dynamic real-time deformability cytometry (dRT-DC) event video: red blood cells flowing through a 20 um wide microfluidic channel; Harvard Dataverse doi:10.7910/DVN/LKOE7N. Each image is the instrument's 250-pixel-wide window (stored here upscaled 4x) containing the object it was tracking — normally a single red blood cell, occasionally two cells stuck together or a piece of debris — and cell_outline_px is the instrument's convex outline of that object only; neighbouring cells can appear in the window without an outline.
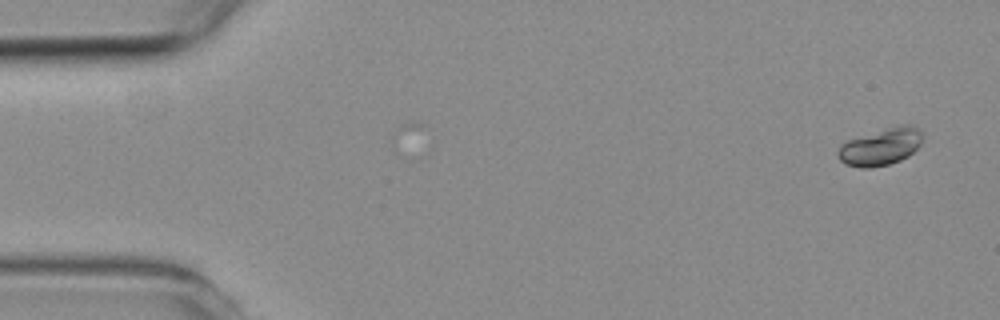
{"species": "common noctule bat (a hibernating species)", "species_latin": "Nyctalus noctula", "temperature_condition": "room temperature", "stored_images_in_passage": 5, "camera_frame_rate_fps": 3000, "um_per_image_px": 0.085, "animal": {"sex": "female", "body_mass_g": 19.3, "forearm_length_mm": 54.1}, "frame": {"image": 1, "passage_image": 1, "time_ms": 0.0, "image_size_px": [1000, 320], "cell_outline_px": [[924, 136], [920, 144], [908, 156], [900, 160], [888, 164], [868, 168], [860, 168], [844, 164], [840, 160], [836, 152], [840, 144], [844, 140], [888, 128], [904, 124], [912, 124], [920, 128], [924, 132]], "centroid_in_image_um": [74.85, 12.46], "position_along_channel_um": 10.1, "area_um2": 18.55}}
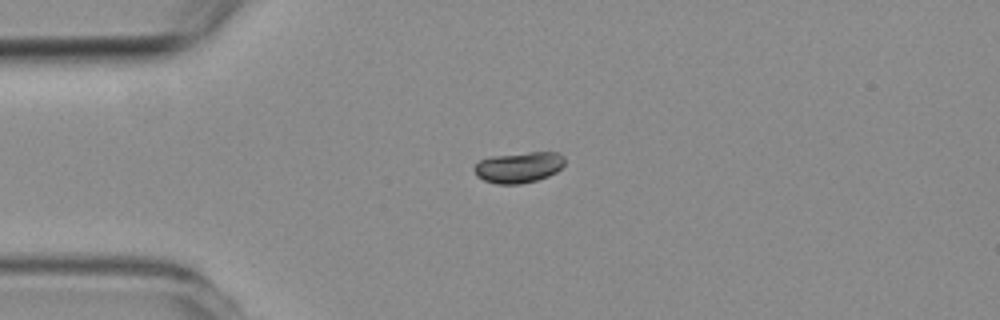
{"frame": {"image": 2, "passage_image": 4, "time_ms": 3.333, "image_size_px": [1000, 320], "cell_outline_px": [[564, 164], [556, 172], [548, 176], [536, 180], [520, 184], [496, 184], [484, 180], [476, 176], [472, 168], [480, 160], [492, 156], [528, 152], [556, 152], [564, 156]], "centroid_in_image_um": [44.07, 14.22], "position_along_channel_um": 40.9, "area_um2": 16.3}}
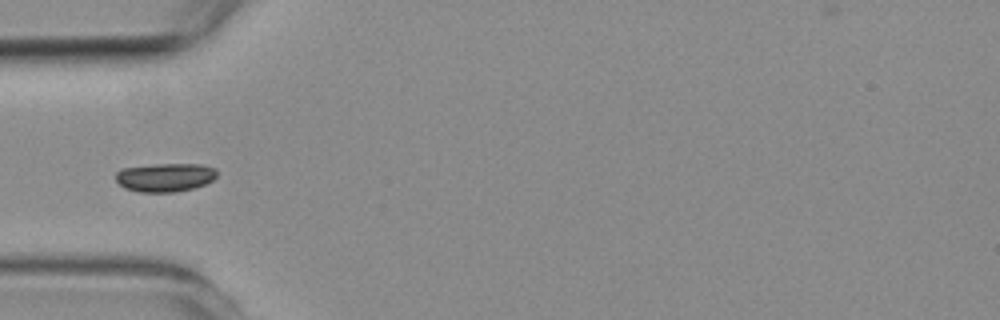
{"frame": {"image": 3, "passage_image": 5, "time_ms": 4.667, "image_size_px": [1000, 320], "cell_outline_px": [[216, 176], [212, 180], [204, 184], [192, 188], [176, 192], [140, 192], [124, 188], [116, 180], [116, 172], [120, 168], [156, 164], [200, 164], [216, 168]], "centroid_in_image_um": [14.01, 15.07], "position_along_channel_um": 71.0, "area_um2": 16.88}}